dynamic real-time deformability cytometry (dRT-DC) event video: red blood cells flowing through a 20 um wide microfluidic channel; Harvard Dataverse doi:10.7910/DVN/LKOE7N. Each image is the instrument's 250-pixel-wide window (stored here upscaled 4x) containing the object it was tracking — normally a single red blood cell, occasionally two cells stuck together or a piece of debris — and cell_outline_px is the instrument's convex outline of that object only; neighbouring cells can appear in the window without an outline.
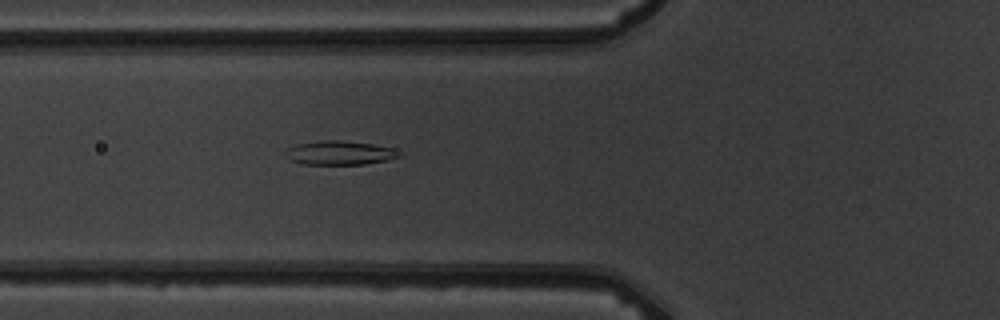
{"species": "common noctule bat (a hibernating species)", "species_latin": "Nyctalus noctula", "temperature_condition": "warm", "stored_images_in_passage": 6, "camera_frame_rate_fps": 3000, "um_per_image_px": 0.085, "animal": {"sex": "male", "body_mass_g": 19.5, "forearm_length_mm": 54.6}, "frame": {"image": 1, "passage_image": 6, "time_ms": 5.667, "image_size_px": [1000, 320], "cell_outline_px": [[404, 156], [388, 160], [364, 164], [304, 164], [292, 160], [284, 156], [284, 152], [288, 148], [296, 144], [320, 140], [340, 140], [372, 144], [392, 148], [404, 152]], "centroid_in_image_um": [28.91, 12.99], "position_along_channel_um": 96.9, "area_um2": 16.07}}